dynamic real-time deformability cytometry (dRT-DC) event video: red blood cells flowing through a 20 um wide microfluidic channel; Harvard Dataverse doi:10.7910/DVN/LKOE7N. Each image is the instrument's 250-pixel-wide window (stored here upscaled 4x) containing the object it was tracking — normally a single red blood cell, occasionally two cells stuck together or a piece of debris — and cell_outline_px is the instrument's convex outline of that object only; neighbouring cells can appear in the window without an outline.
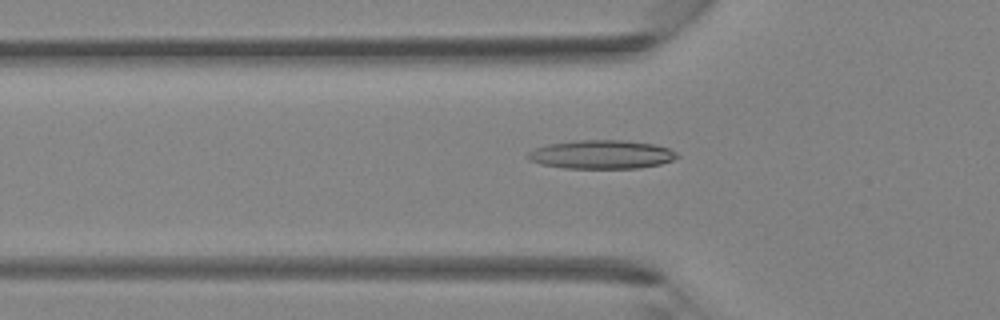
{"species": "Egyptian fruit bat (a non-hibernating species)", "species_latin": "Rousettus aegyptiacus", "temperature_condition": "room temperature", "stored_images_in_passage": 29, "camera_frame_rate_fps": 3000, "um_per_image_px": 0.085, "animal": {"sex": "female"}, "frame": {"image": 1, "passage_image": 3, "time_ms": 0.667, "image_size_px": [1000, 320], "cell_outline_px": [[680, 156], [672, 160], [660, 164], [640, 168], [564, 168], [540, 164], [528, 160], [528, 152], [536, 148], [548, 144], [576, 140], [624, 140], [652, 144], [668, 148], [676, 152]], "centroid_in_image_um": [51.12, 13.13], "position_along_channel_um": 74.7, "area_um2": 24.91}}
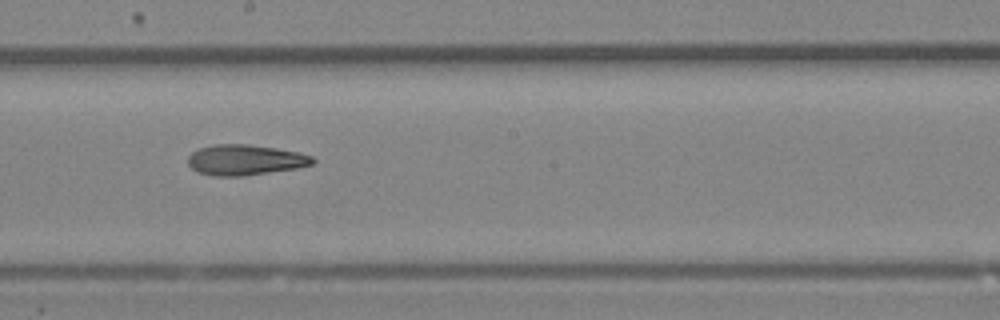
{"frame": {"image": 2, "passage_image": 12, "time_ms": 3.667, "image_size_px": [1000, 320], "cell_outline_px": [[316, 160], [312, 164], [300, 168], [244, 176], [212, 176], [196, 172], [188, 164], [188, 156], [192, 152], [200, 148], [216, 144], [248, 144], [276, 148], [300, 152], [312, 156]], "centroid_in_image_um": [20.86, 13.6], "position_along_channel_um": 227.3, "area_um2": 22.43}}
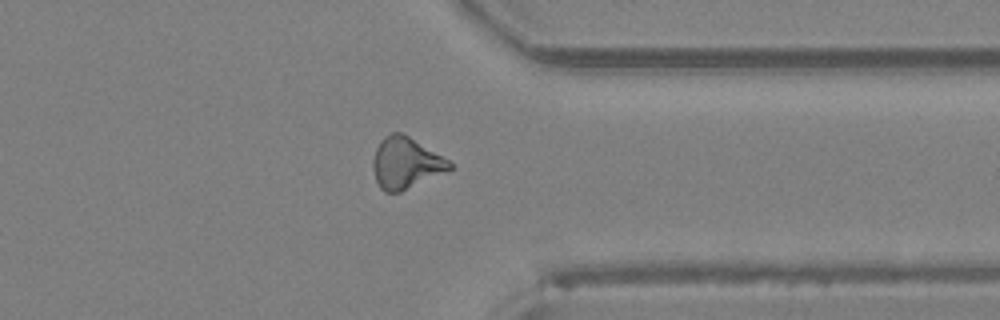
{"frame": {"image": 3, "passage_image": 21, "time_ms": 6.667, "image_size_px": [1000, 320], "cell_outline_px": [[452, 168], [448, 172], [400, 192], [384, 192], [380, 188], [376, 180], [372, 168], [372, 160], [376, 148], [380, 140], [384, 136], [392, 132], [400, 132], [408, 136], [448, 160], [452, 164]], "centroid_in_image_um": [34.47, 13.87], "position_along_channel_um": 376.9, "area_um2": 22.89}}